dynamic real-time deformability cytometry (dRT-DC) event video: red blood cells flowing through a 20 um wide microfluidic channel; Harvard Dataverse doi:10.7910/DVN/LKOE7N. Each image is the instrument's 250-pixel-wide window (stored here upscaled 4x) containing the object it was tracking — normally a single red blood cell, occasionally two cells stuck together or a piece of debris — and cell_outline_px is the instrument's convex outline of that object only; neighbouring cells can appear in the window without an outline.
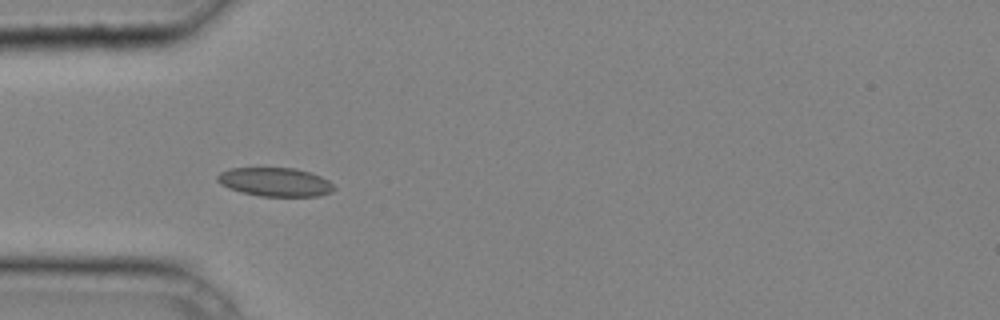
{"species": "common noctule bat (a hibernating species)", "species_latin": "Nyctalus noctula", "temperature_condition": "cold", "stored_images_in_passage": 40, "camera_frame_rate_fps": 3000, "um_per_image_px": 0.085, "animal": {"sex": "male", "body_mass_g": 20.4}, "frame": {"image": 1, "passage_image": 12, "time_ms": 3.667, "image_size_px": [1000, 320], "cell_outline_px": [[336, 188], [332, 192], [320, 196], [260, 196], [228, 188], [220, 184], [216, 180], [216, 176], [220, 172], [228, 168], [296, 168], [312, 172], [328, 180]], "centroid_in_image_um": [23.39, 15.46], "position_along_channel_um": 61.6, "area_um2": 19.65}}
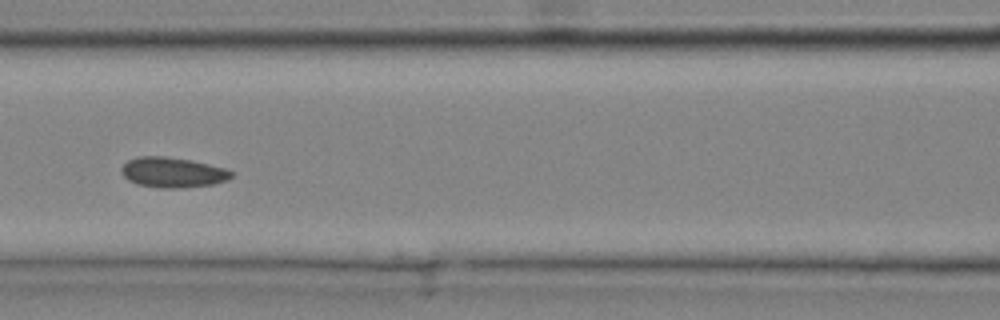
{"frame": {"image": 2, "passage_image": 18, "time_ms": 5.667, "image_size_px": [1000, 320], "cell_outline_px": [[232, 176], [228, 180], [212, 184], [180, 188], [160, 188], [136, 184], [128, 180], [124, 176], [120, 168], [128, 160], [136, 156], [164, 156], [192, 160], [224, 168], [232, 172]], "centroid_in_image_um": [14.64, 14.65], "position_along_channel_um": 152.0, "area_um2": 19.36}}